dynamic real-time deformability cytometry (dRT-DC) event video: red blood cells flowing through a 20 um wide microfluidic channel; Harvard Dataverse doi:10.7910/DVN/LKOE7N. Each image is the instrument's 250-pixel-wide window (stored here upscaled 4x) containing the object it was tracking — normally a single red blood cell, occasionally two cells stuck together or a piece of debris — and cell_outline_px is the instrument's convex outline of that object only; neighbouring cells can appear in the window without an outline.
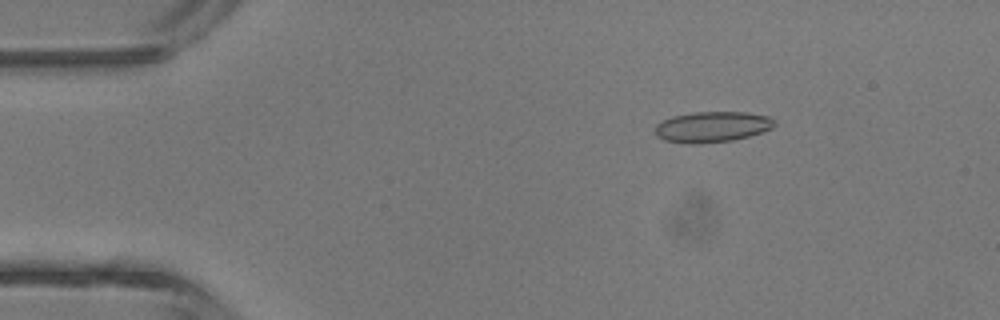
{"species": "common noctule bat (a hibernating species)", "species_latin": "Nyctalus noctula", "temperature_condition": "room temperature", "stored_images_in_passage": 4, "camera_frame_rate_fps": 3000, "um_per_image_px": 0.085, "animal": {"sex": "male", "body_mass_g": 13.3}, "frame": {"image": 1, "passage_image": 2, "time_ms": 1.0, "image_size_px": [1000, 320], "cell_outline_px": [[776, 124], [772, 128], [748, 136], [732, 140], [700, 144], [684, 144], [664, 140], [656, 136], [656, 124], [672, 116], [692, 112], [748, 112], [768, 116], [776, 120]], "centroid_in_image_um": [60.53, 10.78], "position_along_channel_um": 24.5, "area_um2": 21.5}}